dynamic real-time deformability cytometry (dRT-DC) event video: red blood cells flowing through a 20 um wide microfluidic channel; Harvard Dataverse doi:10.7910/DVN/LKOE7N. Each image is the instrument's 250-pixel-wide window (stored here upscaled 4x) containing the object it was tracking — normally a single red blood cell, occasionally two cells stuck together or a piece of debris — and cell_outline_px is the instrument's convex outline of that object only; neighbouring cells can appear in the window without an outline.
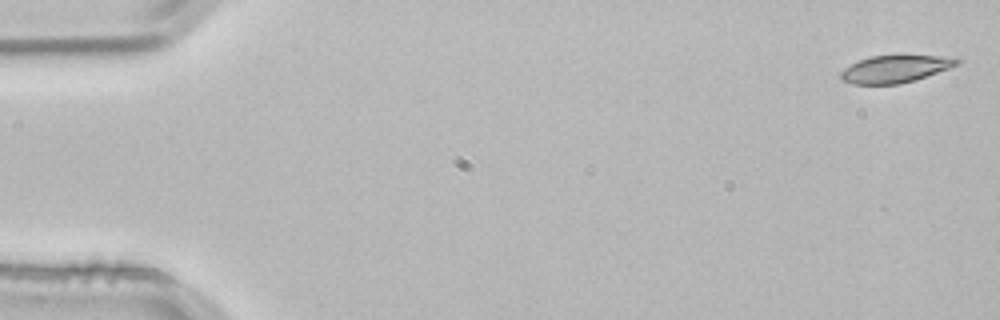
{"species": "common noctule bat (a hibernating species)", "species_latin": "Nyctalus noctula", "temperature_condition": "room temperature", "stored_images_in_passage": 4, "segment_of_instrument_passage": [2, 2], "camera_frame_rate_fps": 3000, "um_per_image_px": 0.085, "animal": {"sex": "male", "body_mass_g": 21.5, "forearm_length_mm": 52.0}, "frame": {"image": 1, "passage_image": 4, "time_ms": 1.0, "image_size_px": [1000, 320], "cell_outline_px": [[964, 60], [960, 64], [900, 84], [852, 84], [840, 80], [840, 72], [844, 68], [860, 60], [872, 56], [940, 56]], "centroid_in_image_um": [76.04, 5.87], "position_along_channel_um": 9.0, "area_um2": 18.09}}